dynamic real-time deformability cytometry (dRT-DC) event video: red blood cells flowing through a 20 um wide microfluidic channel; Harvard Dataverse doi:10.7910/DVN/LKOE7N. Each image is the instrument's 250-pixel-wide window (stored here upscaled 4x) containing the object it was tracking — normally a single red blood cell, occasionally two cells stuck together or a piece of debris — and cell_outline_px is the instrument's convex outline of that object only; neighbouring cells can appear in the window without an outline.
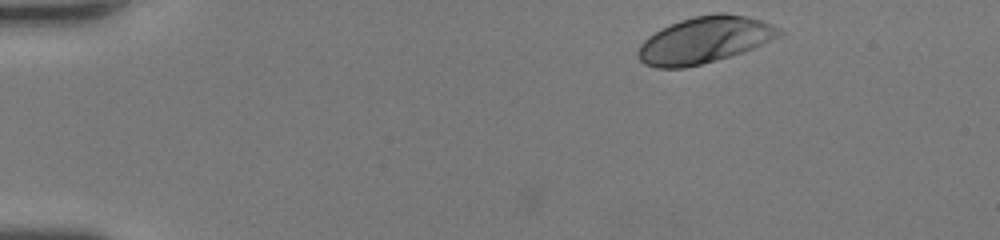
{"species": "human", "species_latin": "Homo sapiens", "temperature_condition": "room temperature", "stored_images_in_passage": 10, "camera_frame_rate_fps": 3000, "um_per_image_px": 0.085, "donor": {"sex": "female"}, "frame": {"image": 1, "passage_image": 1, "time_ms": 0.0, "image_size_px": [1000, 240], "cell_outline_px": [[784, 36], [752, 48], [728, 56], [700, 64], [684, 68], [656, 68], [644, 64], [636, 56], [636, 52], [640, 44], [648, 36], [680, 20], [692, 16], [716, 12], [724, 12], [748, 16], [772, 24], [784, 32]], "centroid_in_image_um": [59.9, 3.38], "position_along_channel_um": 25.1, "area_um2": 38.26}}